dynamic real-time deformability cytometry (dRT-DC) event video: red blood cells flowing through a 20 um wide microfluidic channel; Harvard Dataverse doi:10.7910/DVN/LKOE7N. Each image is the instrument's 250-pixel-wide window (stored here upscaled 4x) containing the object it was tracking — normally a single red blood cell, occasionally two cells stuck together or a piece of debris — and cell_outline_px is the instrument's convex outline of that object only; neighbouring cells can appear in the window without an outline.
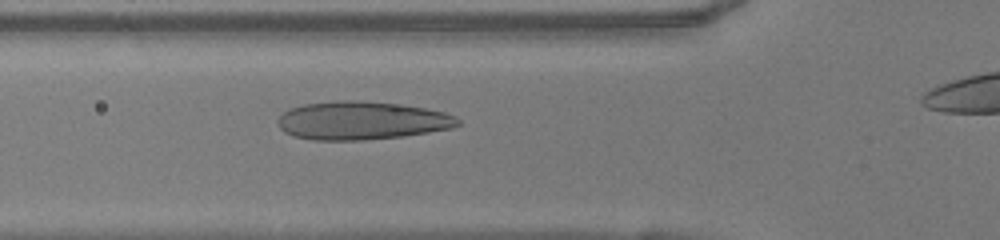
{"species": "human", "species_latin": "Homo sapiens", "temperature_condition": "warm", "stored_images_in_passage": 34, "camera_frame_rate_fps": 3000, "um_per_image_px": 0.085, "donor": {"sex": "female"}, "frame": {"image": 1, "passage_image": 8, "time_ms": 2.333, "image_size_px": [1000, 240], "cell_outline_px": [[460, 124], [452, 128], [404, 136], [364, 140], [312, 140], [292, 136], [284, 132], [280, 128], [276, 120], [284, 112], [292, 108], [304, 104], [340, 100], [352, 100], [392, 104], [424, 108], [444, 112], [456, 116], [460, 120]], "centroid_in_image_um": [30.72, 10.26], "position_along_channel_um": 95.1, "area_um2": 39.94}}
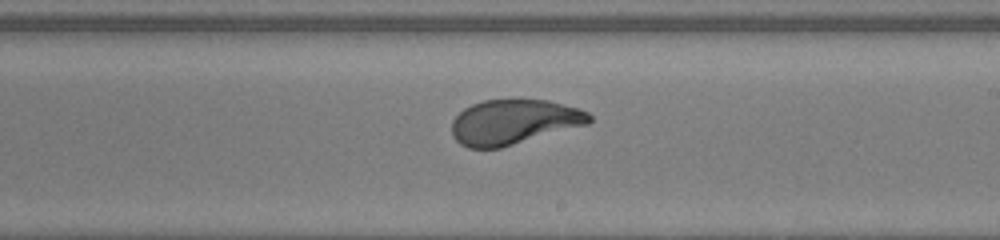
{"frame": {"image": 2, "passage_image": 19, "time_ms": 6.0, "image_size_px": [1000, 240], "cell_outline_px": [[592, 120], [588, 124], [500, 148], [468, 148], [460, 144], [452, 136], [452, 120], [464, 108], [472, 104], [484, 100], [548, 100], [576, 108], [588, 112], [592, 116]], "centroid_in_image_um": [43.65, 10.37], "position_along_channel_um": 245.4, "area_um2": 35.78}}
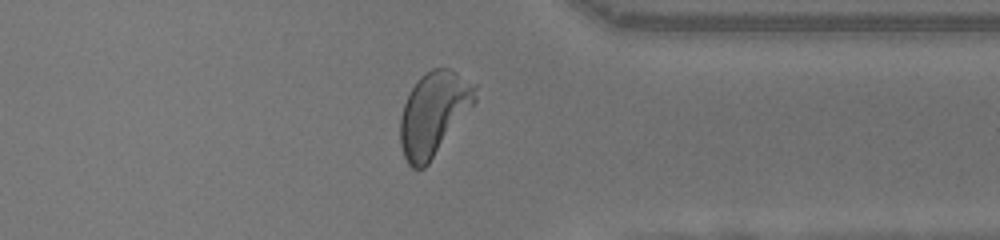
{"frame": {"image": 3, "passage_image": 29, "time_ms": 9.333, "image_size_px": [1000, 240], "cell_outline_px": [[476, 100], [428, 164], [424, 168], [412, 168], [408, 164], [404, 156], [400, 144], [400, 116], [404, 104], [412, 88], [420, 76], [432, 68], [448, 68], [456, 72], [476, 84]], "centroid_in_image_um": [36.84, 9.64], "position_along_channel_um": 374.6, "area_um2": 36.01}, "authors_computed_cell_mechanics": {"area_um2": 36.992, "velocity_mm_per_s": 4.0984, "shape_relaxation_time_tau1_ms": 4.4901, "shape_relaxation_time_tau2_ms": null, "deformation_change_tau1": 0.2262, "deformation_change_tau2": null}}